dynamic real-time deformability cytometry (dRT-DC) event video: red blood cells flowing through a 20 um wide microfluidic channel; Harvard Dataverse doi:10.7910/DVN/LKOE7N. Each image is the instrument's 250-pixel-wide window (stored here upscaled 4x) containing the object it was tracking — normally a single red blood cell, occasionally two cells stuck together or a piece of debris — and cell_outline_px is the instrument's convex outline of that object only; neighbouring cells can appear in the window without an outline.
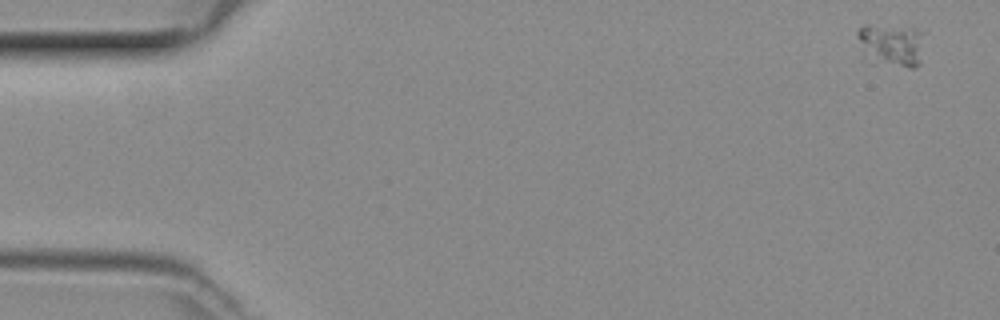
{"species": "common noctule bat (a hibernating species)", "species_latin": "Nyctalus noctula", "temperature_condition": "room temperature", "stored_images_in_passage": 13, "camera_frame_rate_fps": 3000, "um_per_image_px": 0.085, "animal": {"sex": "female", "body_mass_g": 29.2, "forearm_length_mm": 56.3}, "frame": {"image": 1, "passage_image": 1, "time_ms": 0.0, "image_size_px": [1000, 320], "cell_outline_px": [[924, 32], [920, 64], [916, 68], [908, 68], [864, 56], [856, 36], [856, 32], [864, 24], [868, 24], [916, 28]], "centroid_in_image_um": [75.8, 3.76], "position_along_channel_um": 9.2, "area_um2": 16.53}}
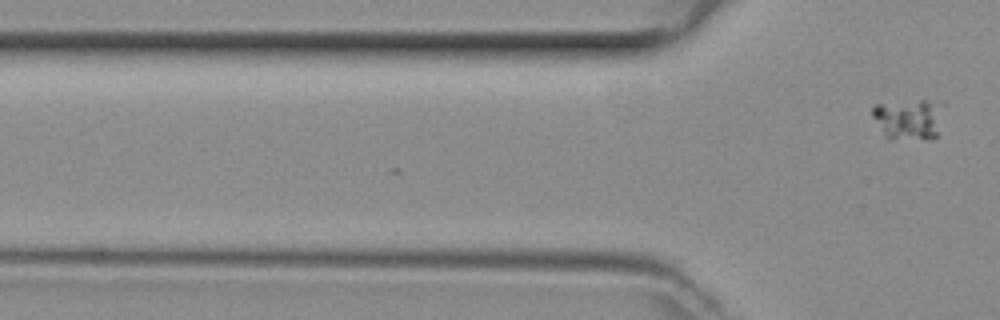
{"frame": {"image": 2, "passage_image": 13, "time_ms": 4.0, "image_size_px": [1000, 320], "cell_outline_px": [[936, 136], [932, 140], [888, 140], [872, 116], [872, 108], [876, 104], [920, 100], [928, 100], [936, 104]], "centroid_in_image_um": [77.08, 10.2], "position_along_channel_um": 48.7, "area_um2": 16.13}}